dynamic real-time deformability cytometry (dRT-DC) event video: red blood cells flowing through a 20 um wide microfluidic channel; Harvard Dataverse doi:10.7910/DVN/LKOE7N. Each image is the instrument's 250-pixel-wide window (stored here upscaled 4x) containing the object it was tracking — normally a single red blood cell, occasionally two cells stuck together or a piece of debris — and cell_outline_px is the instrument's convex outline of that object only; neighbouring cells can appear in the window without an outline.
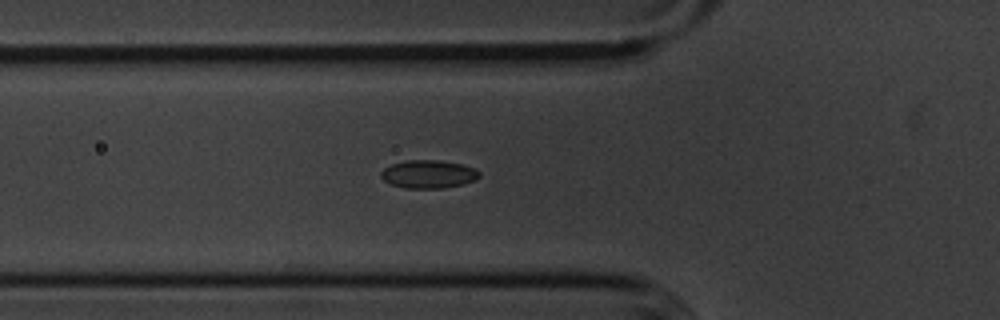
{"species": "common noctule bat (a hibernating species)", "species_latin": "Nyctalus noctula", "temperature_condition": "cold", "stored_images_in_passage": 24, "camera_frame_rate_fps": 3000, "um_per_image_px": 0.085, "animal": {"sex": "male", "body_mass_g": 20.1, "forearm_length_mm": 53.5}, "frame": {"image": 1, "passage_image": 3, "time_ms": 0.667, "image_size_px": [1000, 320], "cell_outline_px": [[480, 176], [476, 180], [464, 184], [444, 188], [404, 188], [392, 184], [384, 180], [380, 176], [380, 172], [384, 168], [392, 164], [404, 160], [440, 160], [460, 164], [476, 168], [480, 172]], "centroid_in_image_um": [36.44, 14.8], "position_along_channel_um": 89.4, "area_um2": 16.24}}
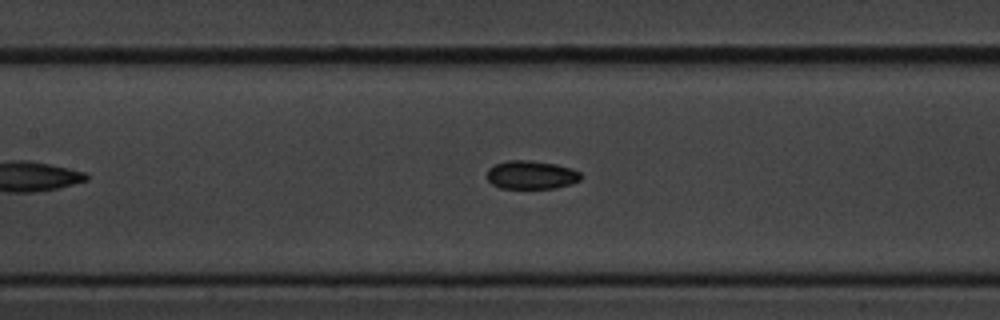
{"frame": {"image": 2, "passage_image": 9, "time_ms": 2.667, "image_size_px": [1000, 320], "cell_outline_px": [[584, 176], [580, 180], [572, 184], [556, 188], [500, 188], [492, 184], [488, 180], [488, 168], [496, 164], [508, 160], [528, 160], [556, 164], [572, 168], [580, 172]], "centroid_in_image_um": [45.2, 14.87], "position_along_channel_um": 162.2, "area_um2": 15.66}}
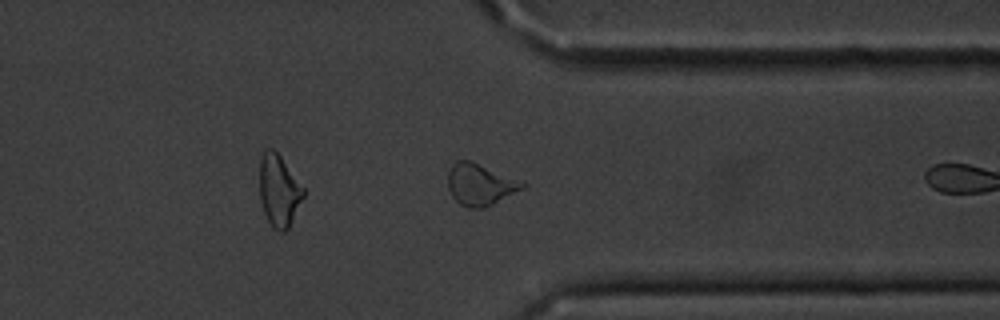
{"frame": {"image": 3, "passage_image": 23, "time_ms": 7.333, "image_size_px": [1000, 320], "cell_outline_px": [[524, 188], [484, 208], [468, 208], [460, 204], [452, 196], [448, 188], [448, 172], [452, 164], [456, 160], [468, 160], [524, 184]], "centroid_in_image_um": [40.71, 15.71], "position_along_channel_um": 370.7, "area_um2": 17.28}}